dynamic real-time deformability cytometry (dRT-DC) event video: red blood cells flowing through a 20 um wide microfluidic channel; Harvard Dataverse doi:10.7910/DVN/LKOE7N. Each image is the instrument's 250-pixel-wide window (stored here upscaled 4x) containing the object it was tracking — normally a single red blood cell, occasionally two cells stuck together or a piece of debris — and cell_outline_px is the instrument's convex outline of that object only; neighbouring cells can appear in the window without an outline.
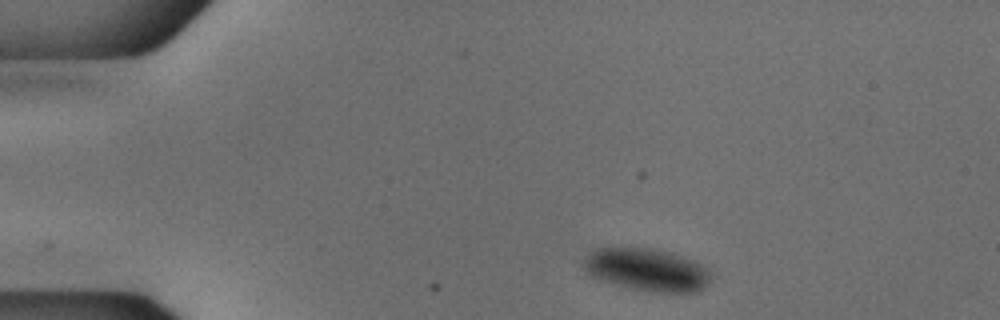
{"species": "common noctule bat (a hibernating species)", "species_latin": "Nyctalus noctula", "temperature_condition": "cold", "stored_images_in_passage": 44, "camera_frame_rate_fps": 3000, "um_per_image_px": 0.085, "animal": {"sex": "male", "body_mass_g": 18.8}, "frame": {"image": 1, "passage_image": 2, "time_ms": 0.333, "image_size_px": [1000, 320], "cell_outline_px": [[712, 280], [700, 292], [652, 292], [632, 288], [616, 284], [588, 276], [580, 268], [580, 260], [596, 248], [652, 248], [672, 252], [692, 260], [708, 268], [712, 272]], "centroid_in_image_um": [54.96, 22.93], "position_along_channel_um": 30.0, "area_um2": 32.25}}
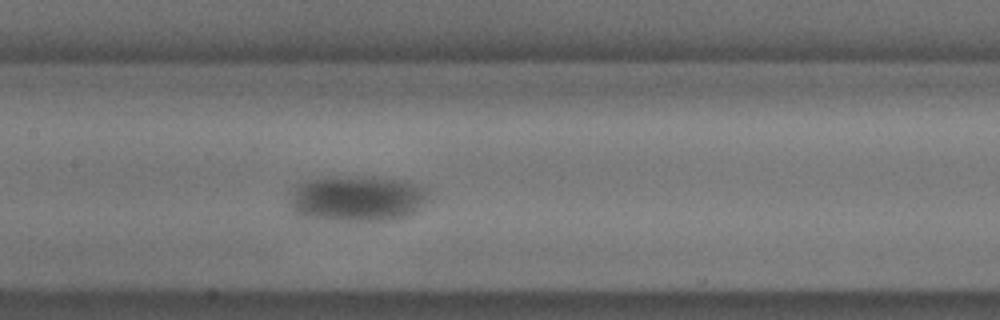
{"frame": {"image": 2, "passage_image": 19, "time_ms": 6.0, "image_size_px": [1000, 320], "cell_outline_px": [[428, 200], [416, 212], [408, 216], [392, 220], [328, 220], [296, 216], [292, 212], [288, 200], [288, 188], [304, 180], [328, 176], [372, 176], [396, 180], [412, 184], [424, 188], [428, 192]], "centroid_in_image_um": [30.22, 16.87], "position_along_channel_um": 177.2, "area_um2": 38.09}}
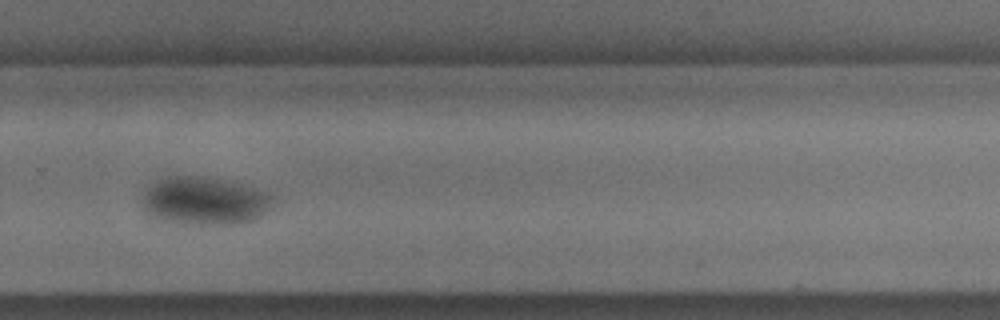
{"frame": {"image": 3, "passage_image": 30, "time_ms": 9.667, "image_size_px": [1000, 320], "cell_outline_px": [[276, 200], [256, 220], [232, 224], [200, 224], [160, 220], [152, 216], [144, 208], [144, 196], [148, 188], [152, 184], [168, 176], [196, 176], [220, 180], [256, 188], [268, 192], [276, 196]], "centroid_in_image_um": [17.45, 17.08], "position_along_channel_um": 312.4, "area_um2": 35.89}}